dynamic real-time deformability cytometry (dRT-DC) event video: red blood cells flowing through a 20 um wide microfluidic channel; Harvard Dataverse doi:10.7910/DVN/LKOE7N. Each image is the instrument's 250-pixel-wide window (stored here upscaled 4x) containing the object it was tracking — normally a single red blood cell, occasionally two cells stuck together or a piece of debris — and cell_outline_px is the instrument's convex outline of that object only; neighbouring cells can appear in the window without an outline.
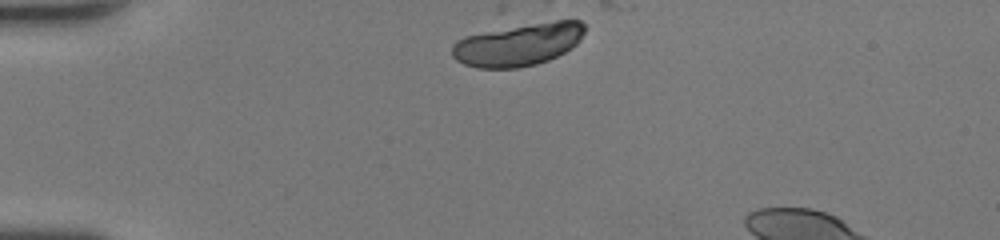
{"species": "human", "species_latin": "Homo sapiens", "temperature_condition": "room temperature", "stored_images_in_passage": 11, "camera_frame_rate_fps": 3000, "um_per_image_px": 0.085, "donor": {"sex": "female"}, "frame": {"image": 1, "passage_image": 1, "time_ms": 0.0, "image_size_px": [1000, 240], "cell_outline_px": [[584, 32], [580, 40], [572, 48], [548, 60], [536, 64], [516, 68], [476, 68], [464, 64], [456, 60], [452, 56], [452, 44], [456, 40], [464, 36], [500, 28], [556, 20], [580, 20], [584, 24]], "centroid_in_image_um": [44.03, 3.78], "position_along_channel_um": 41.0, "area_um2": 32.95}}
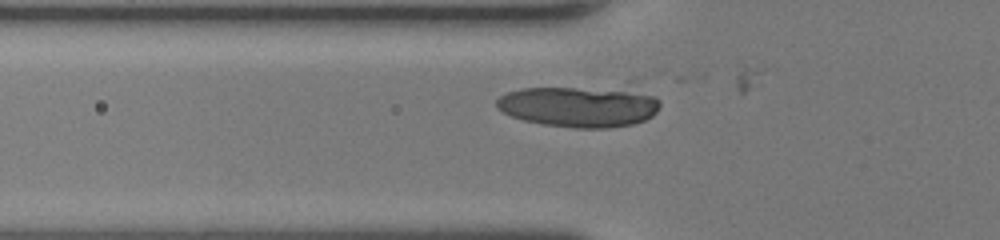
{"frame": {"image": 2, "passage_image": 7, "time_ms": 2.0, "image_size_px": [1000, 240], "cell_outline_px": [[660, 108], [652, 116], [644, 120], [632, 124], [608, 128], [576, 128], [544, 124], [524, 120], [512, 116], [496, 108], [496, 100], [500, 96], [508, 92], [520, 88], [628, 80], [656, 96], [660, 100]], "centroid_in_image_um": [49.43, 8.89], "position_along_channel_um": 76.4, "area_um2": 43.0}}
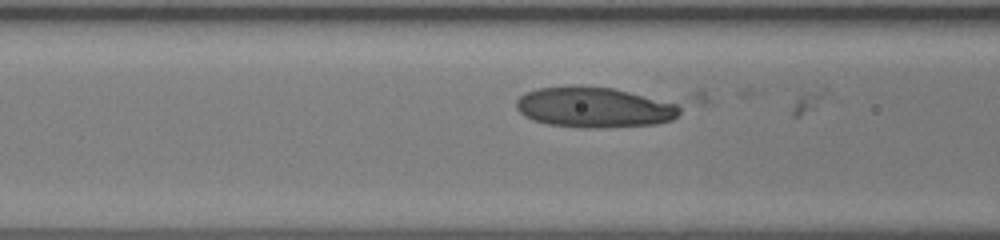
{"frame": {"image": 3, "passage_image": 10, "time_ms": 3.0, "image_size_px": [1000, 240], "cell_outline_px": [[680, 112], [672, 120], [656, 124], [608, 128], [580, 128], [548, 124], [532, 120], [524, 116], [516, 108], [516, 100], [524, 92], [536, 88], [612, 88], [676, 104], [680, 108]], "centroid_in_image_um": [50.47, 9.17], "position_along_channel_um": 116.1, "area_um2": 37.8}}